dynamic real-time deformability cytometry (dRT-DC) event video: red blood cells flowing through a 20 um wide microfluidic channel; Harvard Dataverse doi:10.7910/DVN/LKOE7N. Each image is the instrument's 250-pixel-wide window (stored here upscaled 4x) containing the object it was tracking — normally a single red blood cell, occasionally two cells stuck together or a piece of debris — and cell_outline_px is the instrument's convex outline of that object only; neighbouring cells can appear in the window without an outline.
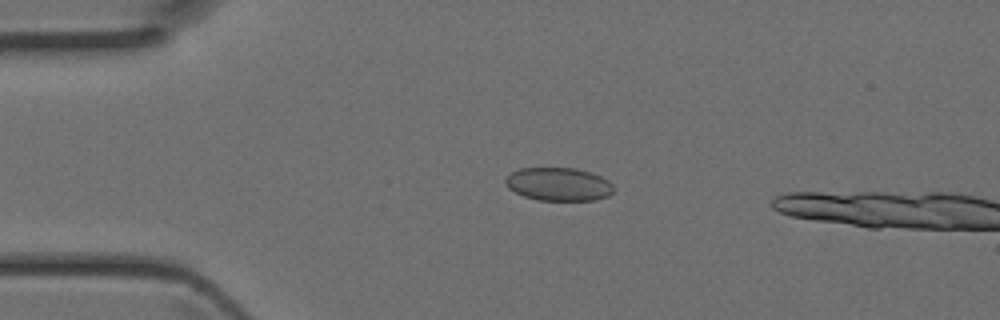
{"species": "Egyptian fruit bat (a non-hibernating species)", "species_latin": "Rousettus aegyptiacus", "temperature_condition": "room temperature", "stored_images_in_passage": 12, "camera_frame_rate_fps": 3000, "um_per_image_px": 0.085, "animal": {"sex": "female"}, "frame": {"image": 1, "passage_image": 10, "time_ms": 3.0, "image_size_px": [1000, 320], "cell_outline_px": [[612, 192], [608, 196], [596, 200], [540, 200], [524, 196], [508, 188], [504, 180], [512, 172], [520, 168], [576, 168], [600, 176], [608, 180], [612, 184]], "centroid_in_image_um": [47.47, 15.66], "position_along_channel_um": 37.5, "area_um2": 20.75}}